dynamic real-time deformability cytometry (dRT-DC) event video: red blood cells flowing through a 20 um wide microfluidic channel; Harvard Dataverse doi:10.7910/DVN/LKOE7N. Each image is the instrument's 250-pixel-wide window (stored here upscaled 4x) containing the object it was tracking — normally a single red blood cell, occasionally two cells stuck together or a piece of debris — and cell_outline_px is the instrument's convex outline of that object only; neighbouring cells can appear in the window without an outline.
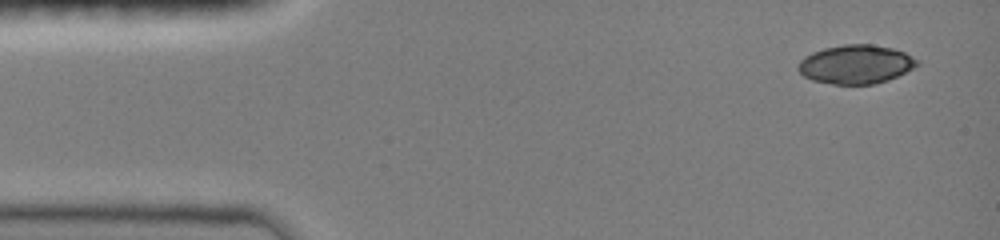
{"species": "common noctule bat (a hibernating species)", "species_latin": "Nyctalus noctula", "temperature_condition": "room temperature", "stored_images_in_passage": 5, "camera_frame_rate_fps": 3000, "um_per_image_px": 0.085, "animal": {"sex": "female", "body_mass_g": 19.0, "forearm_length_mm": 51.5}, "frame": {"image": 1, "passage_image": 1, "time_ms": 0.0, "image_size_px": [1000, 240], "cell_outline_px": [[920, 64], [888, 80], [872, 84], [832, 84], [812, 80], [804, 76], [796, 68], [800, 60], [804, 56], [812, 52], [824, 48], [844, 44], [872, 44], [892, 48], [904, 52], [920, 60]], "centroid_in_image_um": [72.73, 5.46], "position_along_channel_um": 12.3, "area_um2": 26.93}}
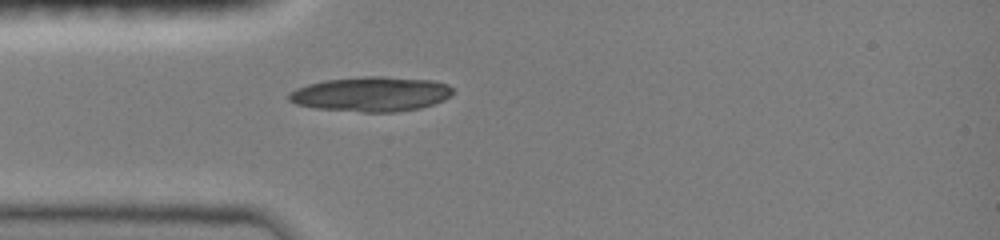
{"frame": {"image": 2, "passage_image": 5, "time_ms": 3.333, "image_size_px": [1000, 240], "cell_outline_px": [[452, 92], [444, 100], [420, 108], [396, 112], [364, 112], [316, 108], [296, 104], [288, 100], [288, 96], [296, 88], [308, 84], [324, 80], [364, 76], [384, 76], [432, 80], [448, 84], [452, 88]], "centroid_in_image_um": [31.54, 7.99], "position_along_channel_um": 53.5, "area_um2": 33.12}}